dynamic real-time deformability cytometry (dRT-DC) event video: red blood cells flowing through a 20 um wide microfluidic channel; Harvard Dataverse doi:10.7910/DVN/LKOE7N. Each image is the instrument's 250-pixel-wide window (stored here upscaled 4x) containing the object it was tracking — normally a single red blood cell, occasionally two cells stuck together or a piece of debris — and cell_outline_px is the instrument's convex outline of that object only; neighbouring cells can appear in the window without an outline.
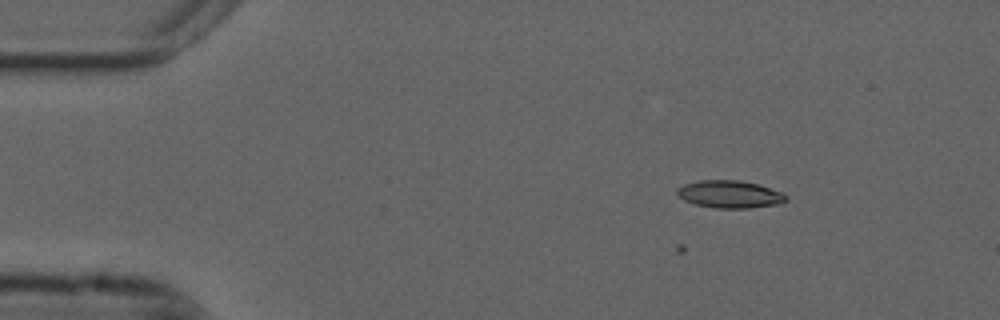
{"species": "common noctule bat (a hibernating species)", "species_latin": "Nyctalus noctula", "temperature_condition": "cold", "stored_images_in_passage": 8, "camera_frame_rate_fps": 3000, "um_per_image_px": 0.085, "animal": {"sex": "male", "forearm_length_mm": 52.5}, "frame": {"image": 1, "passage_image": 8, "time_ms": 2.333, "image_size_px": [1000, 320], "cell_outline_px": [[788, 200], [780, 204], [748, 208], [712, 208], [696, 204], [684, 200], [676, 192], [676, 188], [684, 184], [700, 180], [740, 180], [760, 184], [784, 192], [788, 196]], "centroid_in_image_um": [62.09, 16.5], "position_along_channel_um": 22.9, "area_um2": 17.74}}